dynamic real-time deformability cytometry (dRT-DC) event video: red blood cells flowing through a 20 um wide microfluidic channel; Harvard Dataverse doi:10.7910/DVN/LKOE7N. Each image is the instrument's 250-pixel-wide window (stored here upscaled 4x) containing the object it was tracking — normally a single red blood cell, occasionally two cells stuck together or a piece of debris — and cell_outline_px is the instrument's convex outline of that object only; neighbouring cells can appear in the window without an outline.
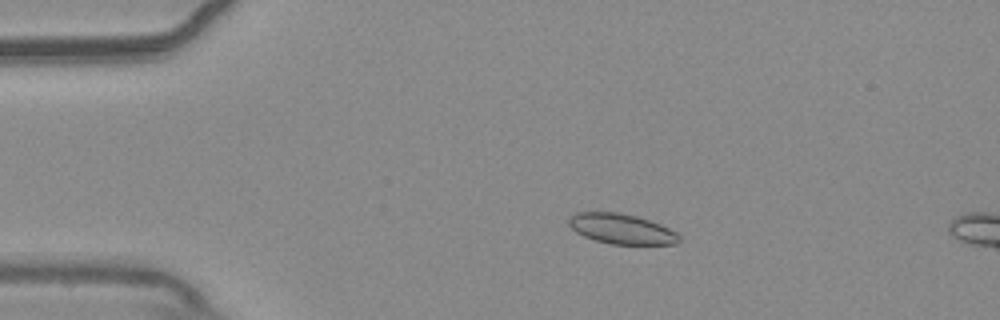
{"species": "common noctule bat (a hibernating species)", "species_latin": "Nyctalus noctula", "temperature_condition": "warm", "stored_images_in_passage": 14, "camera_frame_rate_fps": 3000, "um_per_image_px": 0.085, "animal": {"sex": "male", "body_mass_g": 20.4}, "frame": {"image": 1, "passage_image": 10, "time_ms": 3.0, "image_size_px": [1000, 320], "cell_outline_px": [[680, 240], [676, 244], [612, 244], [596, 240], [584, 236], [576, 232], [568, 224], [568, 220], [576, 212], [616, 212], [636, 216], [660, 224], [676, 232], [680, 236]], "centroid_in_image_um": [52.83, 19.45], "position_along_channel_um": 32.2, "area_um2": 19.19}}